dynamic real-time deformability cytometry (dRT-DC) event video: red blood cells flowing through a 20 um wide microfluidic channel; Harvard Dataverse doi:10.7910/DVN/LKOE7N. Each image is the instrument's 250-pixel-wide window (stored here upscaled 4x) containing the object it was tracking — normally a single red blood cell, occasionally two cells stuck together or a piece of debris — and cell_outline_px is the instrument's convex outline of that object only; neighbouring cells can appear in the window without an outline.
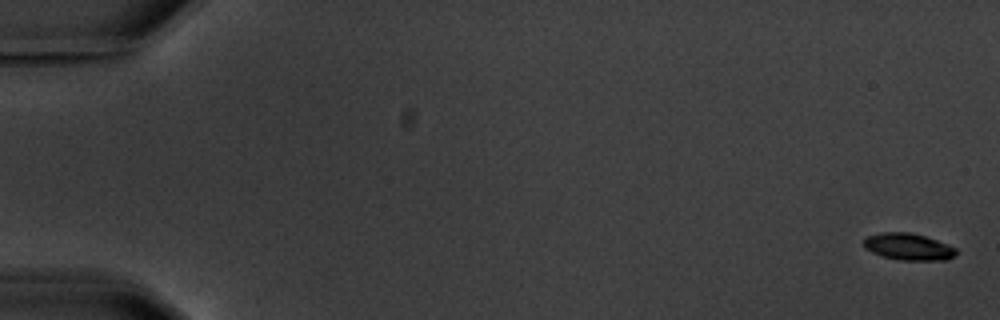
{"species": "common noctule bat (a hibernating species)", "species_latin": "Nyctalus noctula", "temperature_condition": "warm", "stored_images_in_passage": 10, "camera_frame_rate_fps": 3000, "um_per_image_px": 0.085, "animal": {"sex": "male", "body_mass_g": 20.1, "forearm_length_mm": 53.5}, "frame": {"image": 1, "passage_image": 1, "time_ms": 0.0, "image_size_px": [1000, 320], "cell_outline_px": [[956, 256], [944, 260], [900, 260], [884, 256], [872, 252], [864, 248], [860, 244], [864, 236], [880, 232], [912, 232], [948, 244], [956, 248]], "centroid_in_image_um": [77.15, 20.95], "position_along_channel_um": 7.9, "area_um2": 14.68}}
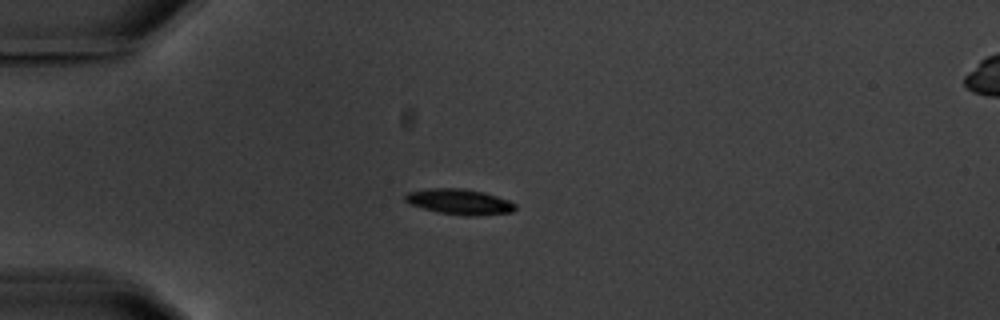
{"frame": {"image": 2, "passage_image": 5, "time_ms": 5.0, "image_size_px": [1000, 320], "cell_outline_px": [[516, 208], [512, 212], [476, 216], [464, 216], [440, 212], [408, 204], [404, 200], [404, 196], [408, 192], [428, 188], [460, 188], [484, 192], [508, 200], [516, 204]], "centroid_in_image_um": [39.04, 17.15], "position_along_channel_um": 46.0, "area_um2": 16.36}}